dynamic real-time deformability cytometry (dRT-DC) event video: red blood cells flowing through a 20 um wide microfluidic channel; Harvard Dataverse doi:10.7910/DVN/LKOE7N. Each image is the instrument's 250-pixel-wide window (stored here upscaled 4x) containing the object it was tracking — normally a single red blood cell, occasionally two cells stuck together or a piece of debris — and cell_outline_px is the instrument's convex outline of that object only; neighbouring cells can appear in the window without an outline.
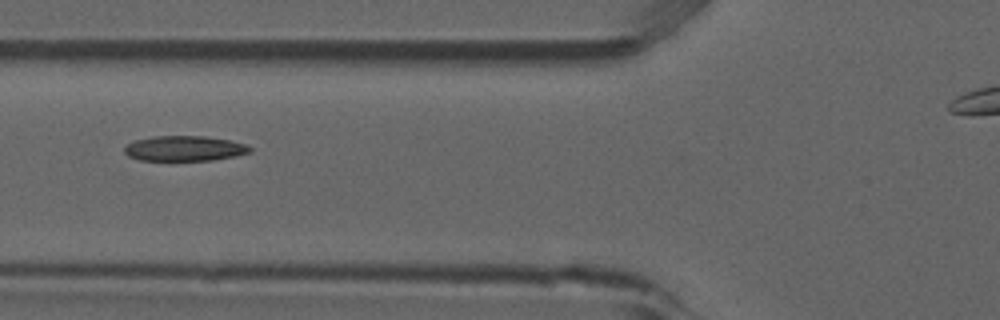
{"species": "common noctule bat (a hibernating species)", "species_latin": "Nyctalus noctula", "temperature_condition": "room temperature", "stored_images_in_passage": 7, "segment_of_instrument_passage": [1, 2], "camera_frame_rate_fps": 3000, "um_per_image_px": 0.085, "animal": {"sex": "male", "forearm_length_mm": 52.5}, "frame": {"image": 1, "passage_image": 6, "time_ms": 1.667, "image_size_px": [1000, 320], "cell_outline_px": [[252, 152], [236, 156], [212, 160], [140, 160], [128, 156], [124, 152], [124, 148], [128, 144], [136, 140], [152, 136], [204, 136], [228, 140], [244, 144], [252, 148]], "centroid_in_image_um": [15.68, 12.62], "position_along_channel_um": 110.1, "area_um2": 18.32}}